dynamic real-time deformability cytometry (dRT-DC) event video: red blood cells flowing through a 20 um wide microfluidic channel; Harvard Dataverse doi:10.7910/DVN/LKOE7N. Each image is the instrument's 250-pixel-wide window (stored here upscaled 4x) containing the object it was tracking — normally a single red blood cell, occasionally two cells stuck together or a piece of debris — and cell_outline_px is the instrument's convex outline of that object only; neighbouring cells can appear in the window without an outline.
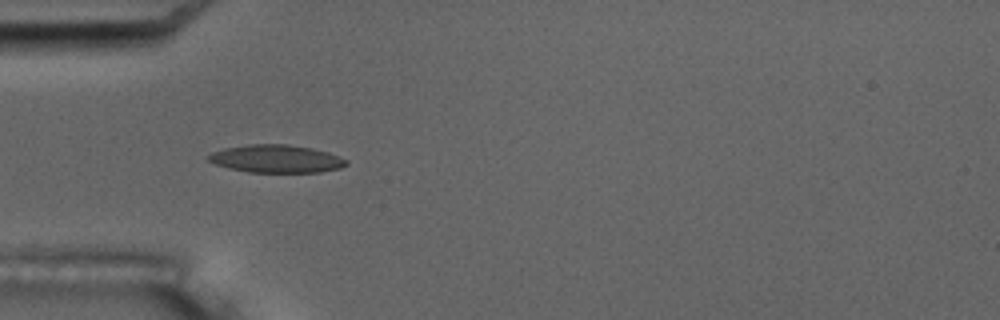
{"species": "common noctule bat (a hibernating species)", "species_latin": "Nyctalus noctula", "temperature_condition": "room temperature", "stored_images_in_passage": 2, "camera_frame_rate_fps": 3000, "um_per_image_px": 0.085, "animal": {"sex": "male", "body_mass_g": 17.5, "forearm_length_mm": 52.3}, "frame": {"image": 1, "passage_image": 2, "time_ms": 3.0, "image_size_px": [1000, 320], "cell_outline_px": [[348, 164], [340, 168], [320, 172], [248, 172], [228, 168], [216, 164], [208, 160], [208, 156], [212, 152], [224, 148], [248, 144], [288, 144], [312, 148], [328, 152], [340, 156], [348, 160]], "centroid_in_image_um": [23.51, 13.49], "position_along_channel_um": 61.5, "area_um2": 22.43}}